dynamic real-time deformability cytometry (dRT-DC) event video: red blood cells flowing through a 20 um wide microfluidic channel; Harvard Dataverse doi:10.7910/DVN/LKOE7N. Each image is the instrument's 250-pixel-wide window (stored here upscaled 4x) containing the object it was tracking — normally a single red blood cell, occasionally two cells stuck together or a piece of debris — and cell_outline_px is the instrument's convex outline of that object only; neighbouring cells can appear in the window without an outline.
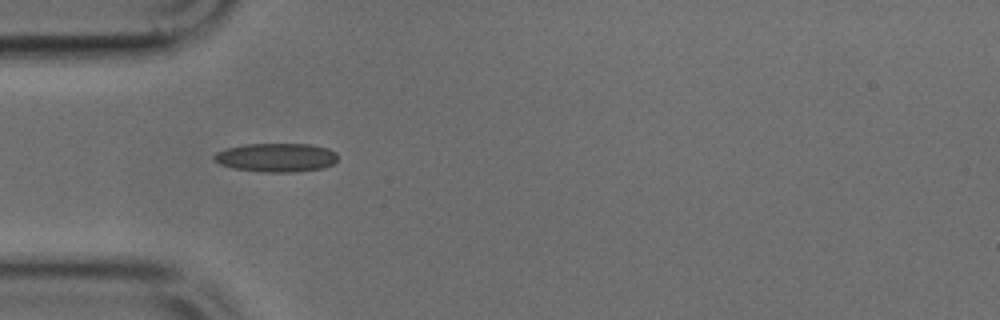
{"species": "common noctule bat (a hibernating species)", "species_latin": "Nyctalus noctula", "temperature_condition": "cold", "stored_images_in_passage": 10, "camera_frame_rate_fps": 3000, "um_per_image_px": 0.085, "animal": {"sex": "male", "body_mass_g": 17.9, "forearm_length_mm": 54.2}, "frame": {"image": 1, "passage_image": 1, "time_ms": 0.0, "image_size_px": [1000, 320], "cell_outline_px": [[336, 160], [332, 164], [324, 168], [296, 172], [260, 172], [232, 168], [220, 164], [212, 156], [216, 152], [224, 148], [244, 144], [308, 144], [328, 148], [336, 152]], "centroid_in_image_um": [23.46, 13.39], "position_along_channel_um": 61.5, "area_um2": 20.87}}
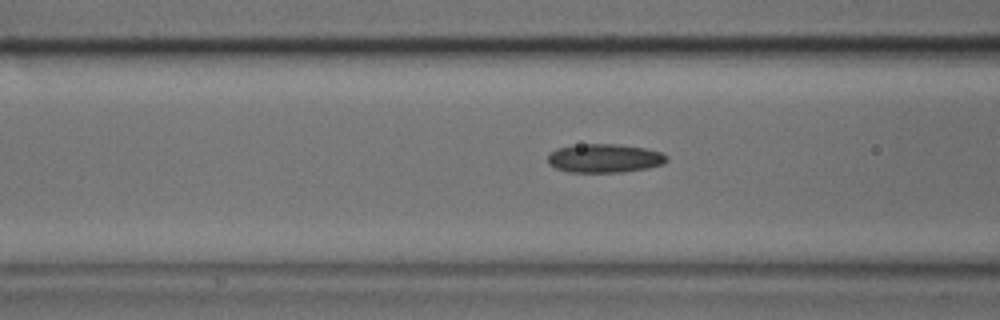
{"frame": {"image": 2, "passage_image": 5, "time_ms": 1.333, "image_size_px": [1000, 320], "cell_outline_px": [[668, 160], [664, 164], [648, 168], [624, 172], [568, 172], [556, 168], [548, 164], [548, 152], [556, 148], [580, 144], [620, 144], [644, 148], [660, 152], [668, 156]], "centroid_in_image_um": [51.37, 13.45], "position_along_channel_um": 115.2, "area_um2": 20.11}}